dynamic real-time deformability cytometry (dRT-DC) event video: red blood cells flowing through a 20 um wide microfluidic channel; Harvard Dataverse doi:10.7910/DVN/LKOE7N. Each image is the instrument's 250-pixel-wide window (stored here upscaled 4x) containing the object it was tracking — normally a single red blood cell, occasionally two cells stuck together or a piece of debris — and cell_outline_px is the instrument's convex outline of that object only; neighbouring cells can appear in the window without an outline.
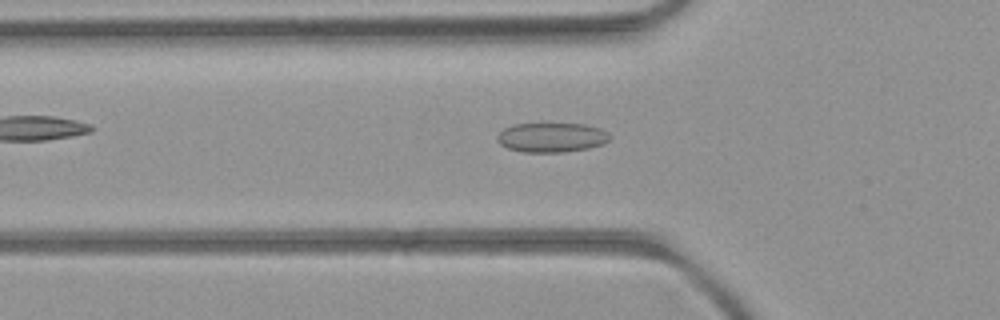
{"species": "common noctule bat (a hibernating species)", "species_latin": "Nyctalus noctula", "temperature_condition": "room temperature", "stored_images_in_passage": 38, "camera_frame_rate_fps": 3000, "um_per_image_px": 0.085, "animal": {"sex": "female", "body_mass_g": 21.9}, "frame": {"image": 1, "passage_image": 8, "time_ms": 2.333, "image_size_px": [1000, 320], "cell_outline_px": [[612, 136], [608, 140], [600, 144], [588, 148], [564, 152], [520, 152], [508, 148], [500, 144], [496, 140], [496, 136], [504, 128], [516, 124], [584, 124], [600, 128]], "centroid_in_image_um": [46.85, 11.68], "position_along_channel_um": 78.9, "area_um2": 19.25}}
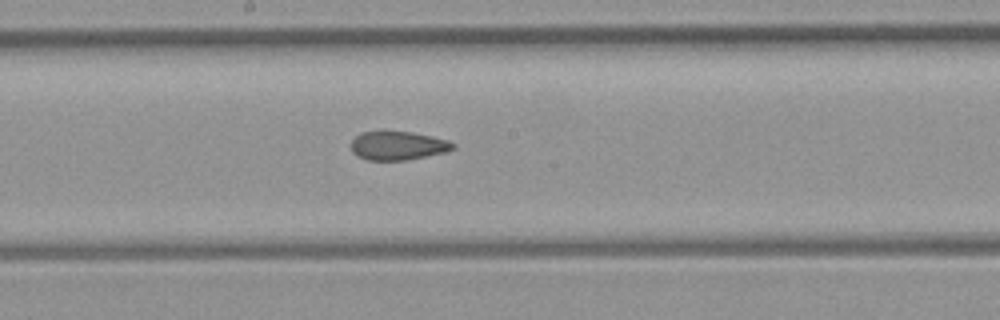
{"frame": {"image": 2, "passage_image": 18, "time_ms": 5.667, "image_size_px": [1000, 320], "cell_outline_px": [[456, 148], [444, 152], [404, 160], [368, 160], [356, 156], [352, 152], [352, 140], [356, 136], [364, 132], [412, 132], [432, 136], [448, 140], [456, 144]], "centroid_in_image_um": [33.83, 12.38], "position_along_channel_um": 214.4, "area_um2": 16.82}}
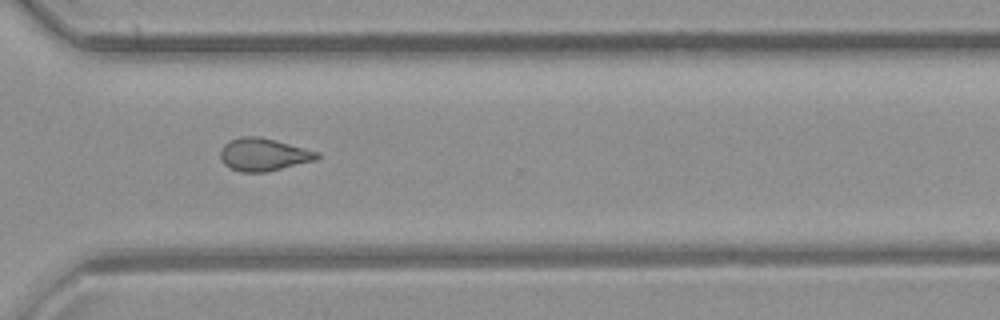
{"frame": {"image": 3, "passage_image": 28, "time_ms": 9.0, "image_size_px": [1000, 320], "cell_outline_px": [[320, 156], [316, 160], [268, 172], [240, 172], [224, 164], [220, 156], [220, 148], [224, 144], [240, 136], [256, 136], [320, 152]], "centroid_in_image_um": [22.39, 13.15], "position_along_channel_um": 348.2, "area_um2": 18.26}}